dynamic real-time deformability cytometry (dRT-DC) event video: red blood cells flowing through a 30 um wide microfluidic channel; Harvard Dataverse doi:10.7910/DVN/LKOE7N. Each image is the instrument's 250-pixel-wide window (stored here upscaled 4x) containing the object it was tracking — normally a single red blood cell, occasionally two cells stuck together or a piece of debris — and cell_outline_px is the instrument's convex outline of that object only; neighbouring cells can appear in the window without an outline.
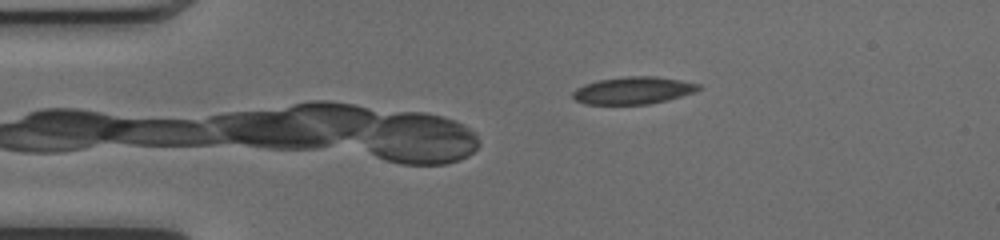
{"species": "common noctule bat (a hibernating species)", "species_latin": "Nyctalus noctula", "temperature_condition": "cold", "stored_images_in_passage": 2, "camera_frame_rate_fps": 3000, "um_per_image_px": 0.085, "animal": {"sex": "female", "body_mass_g": 17.0, "forearm_length_mm": 48.0}, "frame": {"image": 1, "passage_image": 2, "time_ms": 0.333, "image_size_px": [1000, 240], "cell_outline_px": [[704, 88], [696, 92], [668, 100], [648, 104], [584, 104], [576, 100], [572, 96], [572, 92], [576, 88], [584, 84], [600, 80], [628, 76], [656, 76], [680, 80], [700, 84]], "centroid_in_image_um": [53.86, 7.69], "position_along_channel_um": 31.1, "area_um2": 20.11}}